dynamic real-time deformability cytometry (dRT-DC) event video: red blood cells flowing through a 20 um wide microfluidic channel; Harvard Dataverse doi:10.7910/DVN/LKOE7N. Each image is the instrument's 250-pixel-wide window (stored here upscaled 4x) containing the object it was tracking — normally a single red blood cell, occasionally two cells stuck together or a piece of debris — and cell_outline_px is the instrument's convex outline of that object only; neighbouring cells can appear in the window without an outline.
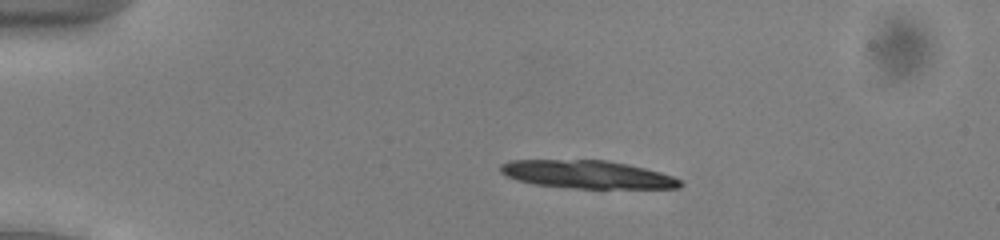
{"species": "common noctule bat (a hibernating species)", "species_latin": "Nyctalus noctula", "temperature_condition": "cold", "stored_images_in_passage": 45, "camera_frame_rate_fps": 3000, "um_per_image_px": 0.085, "animal": {"sex": "male", "body_mass_g": 13.0, "forearm_length_mm": 53.1}, "frame": {"image": 1, "passage_image": 4, "time_ms": 1.0, "image_size_px": [1000, 240], "cell_outline_px": [[684, 184], [680, 188], [572, 188], [532, 184], [516, 180], [500, 172], [500, 164], [512, 160], [608, 160], [628, 164], [660, 172], [672, 176], [680, 180]], "centroid_in_image_um": [49.91, 14.83], "position_along_channel_um": 35.1, "area_um2": 29.3}}
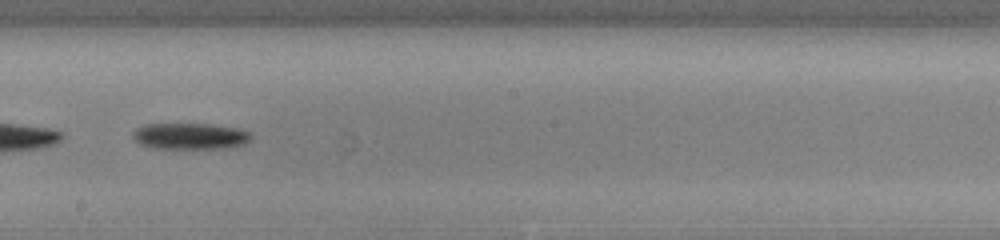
{"frame": {"image": 2, "passage_image": 24, "time_ms": 7.667, "image_size_px": [1000, 240], "cell_outline_px": [[252, 140], [244, 144], [232, 148], [152, 148], [140, 144], [132, 140], [132, 132], [136, 128], [144, 124], [212, 124], [236, 128], [252, 132]], "centroid_in_image_um": [16.17, 11.57], "position_along_channel_um": 232.0, "area_um2": 18.44}}
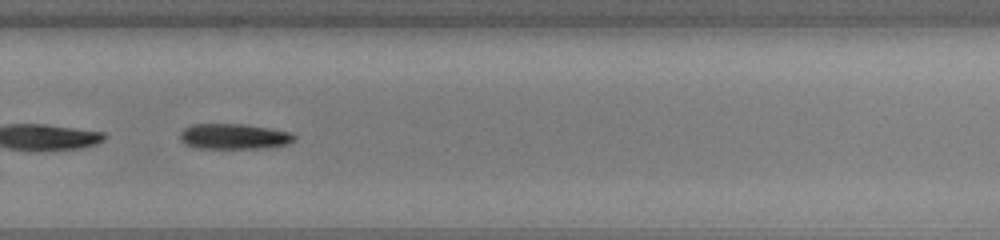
{"frame": {"image": 3, "passage_image": 30, "time_ms": 9.667, "image_size_px": [1000, 240], "cell_outline_px": [[296, 140], [288, 144], [264, 148], [196, 148], [184, 144], [180, 140], [180, 132], [184, 128], [192, 124], [244, 124], [292, 132], [296, 136]], "centroid_in_image_um": [19.89, 11.6], "position_along_channel_um": 309.9, "area_um2": 17.11}, "authors_computed_cell_mechanics": {"area_um2": 18.8428, "velocity_mm_per_s": 3.9062, "shape_relaxation_time_tau1_ms": 0.737, "shape_relaxation_time_tau2_ms": null, "deformation_change_tau1": 0.0859, "deformation_change_tau2": null}}